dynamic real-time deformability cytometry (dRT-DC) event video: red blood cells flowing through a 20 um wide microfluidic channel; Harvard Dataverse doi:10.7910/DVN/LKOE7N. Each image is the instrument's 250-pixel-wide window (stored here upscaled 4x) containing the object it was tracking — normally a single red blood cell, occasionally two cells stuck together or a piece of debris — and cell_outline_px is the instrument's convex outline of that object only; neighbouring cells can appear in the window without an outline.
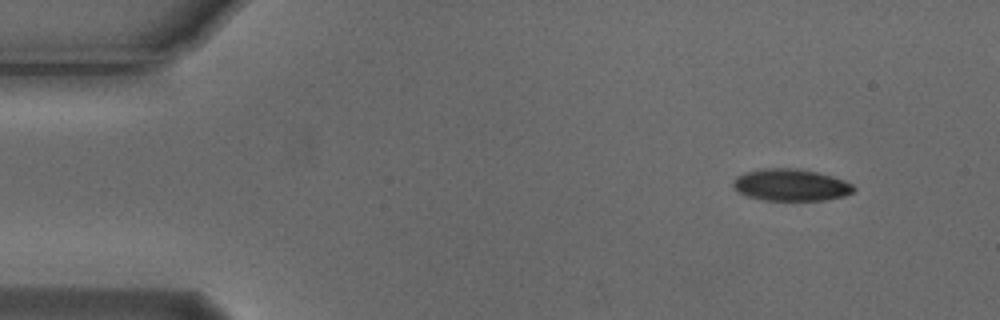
{"species": "Egyptian fruit bat (a non-hibernating species)", "species_latin": "Rousettus aegyptiacus", "temperature_condition": "cold", "stored_images_in_passage": 5, "camera_frame_rate_fps": 3000, "um_per_image_px": 0.085, "animal": {"sex": "male"}, "frame": {"image": 1, "passage_image": 1, "time_ms": 0.0, "image_size_px": [1000, 320], "cell_outline_px": [[856, 188], [852, 192], [844, 196], [824, 200], [764, 200], [748, 196], [740, 192], [732, 184], [736, 176], [744, 172], [764, 168], [796, 168], [816, 172], [832, 176], [844, 180], [852, 184]], "centroid_in_image_um": [67.23, 15.71], "position_along_channel_um": 17.8, "area_um2": 22.31}}
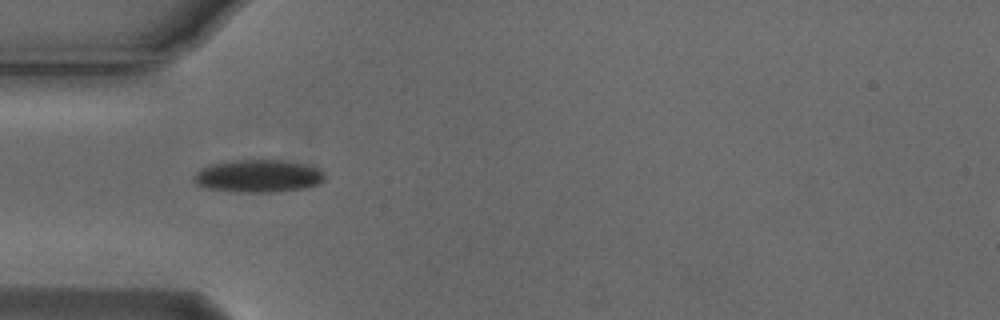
{"frame": {"image": 2, "passage_image": 4, "time_ms": 1.0, "image_size_px": [1000, 320], "cell_outline_px": [[324, 180], [316, 184], [304, 188], [280, 192], [240, 192], [208, 188], [196, 184], [192, 180], [192, 176], [200, 168], [208, 164], [236, 160], [280, 160], [308, 164], [320, 168], [324, 172]], "centroid_in_image_um": [21.94, 14.95], "position_along_channel_um": 63.1, "area_um2": 25.14}}